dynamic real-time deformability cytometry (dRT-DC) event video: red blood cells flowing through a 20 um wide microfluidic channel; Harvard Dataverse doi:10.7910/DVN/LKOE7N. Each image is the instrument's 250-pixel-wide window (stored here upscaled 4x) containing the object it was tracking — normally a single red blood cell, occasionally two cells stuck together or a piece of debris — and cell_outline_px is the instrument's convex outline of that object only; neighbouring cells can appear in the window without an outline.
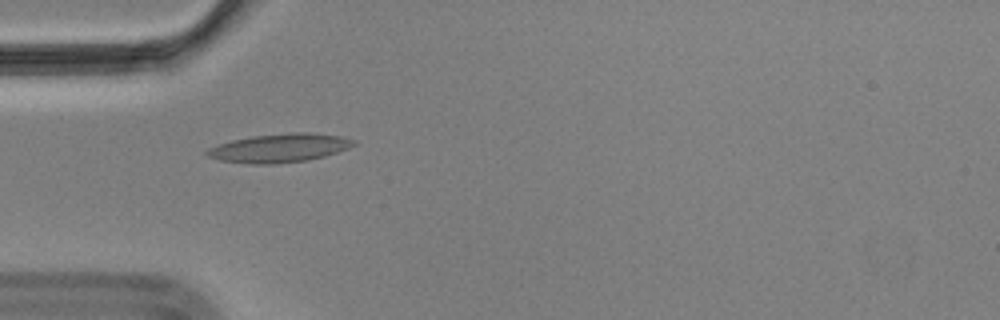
{"species": "Egyptian fruit bat (a non-hibernating species)", "species_latin": "Rousettus aegyptiacus", "temperature_condition": "cold", "stored_images_in_passage": 3, "camera_frame_rate_fps": 3000, "um_per_image_px": 0.085, "animal": {"sex": "male"}, "frame": {"image": 1, "passage_image": 1, "time_ms": 0.0, "image_size_px": [1000, 320], "cell_outline_px": [[356, 144], [348, 148], [324, 156], [308, 160], [272, 164], [248, 164], [220, 160], [208, 156], [204, 152], [208, 148], [232, 140], [252, 136], [288, 132], [308, 132], [340, 136], [356, 140]], "centroid_in_image_um": [23.75, 12.57], "position_along_channel_um": 61.2, "area_um2": 24.45}}